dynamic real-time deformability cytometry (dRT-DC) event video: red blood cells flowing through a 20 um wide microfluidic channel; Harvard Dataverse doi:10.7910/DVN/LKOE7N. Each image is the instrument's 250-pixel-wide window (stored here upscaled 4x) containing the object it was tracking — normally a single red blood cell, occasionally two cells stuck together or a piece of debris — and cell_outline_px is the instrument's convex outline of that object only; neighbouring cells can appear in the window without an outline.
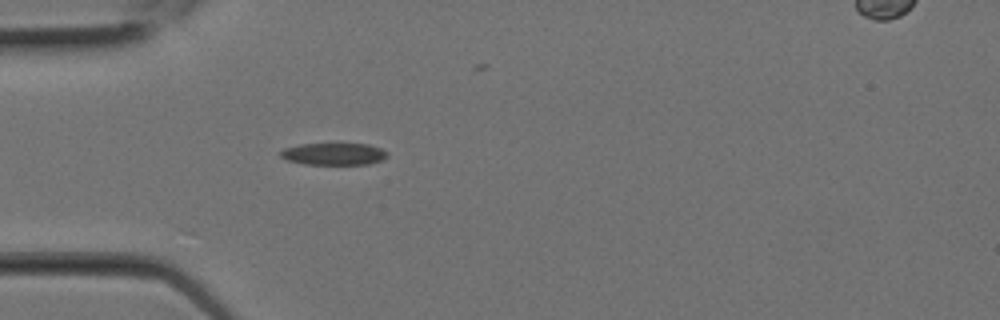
{"species": "Egyptian fruit bat (a non-hibernating species)", "species_latin": "Rousettus aegyptiacus", "temperature_condition": "room temperature", "stored_images_in_passage": 2, "segment_of_instrument_passage": [1, 2], "camera_frame_rate_fps": 3000, "um_per_image_px": 0.085, "animal": {"sex": "female"}, "frame": {"image": 1, "passage_image": 1, "time_ms": 0.0, "image_size_px": [1000, 320], "cell_outline_px": [[388, 156], [384, 160], [368, 164], [304, 164], [288, 160], [280, 156], [280, 152], [284, 148], [300, 144], [368, 144], [380, 148], [388, 152]], "centroid_in_image_um": [28.4, 13.09], "position_along_channel_um": 56.6, "area_um2": 13.7}}